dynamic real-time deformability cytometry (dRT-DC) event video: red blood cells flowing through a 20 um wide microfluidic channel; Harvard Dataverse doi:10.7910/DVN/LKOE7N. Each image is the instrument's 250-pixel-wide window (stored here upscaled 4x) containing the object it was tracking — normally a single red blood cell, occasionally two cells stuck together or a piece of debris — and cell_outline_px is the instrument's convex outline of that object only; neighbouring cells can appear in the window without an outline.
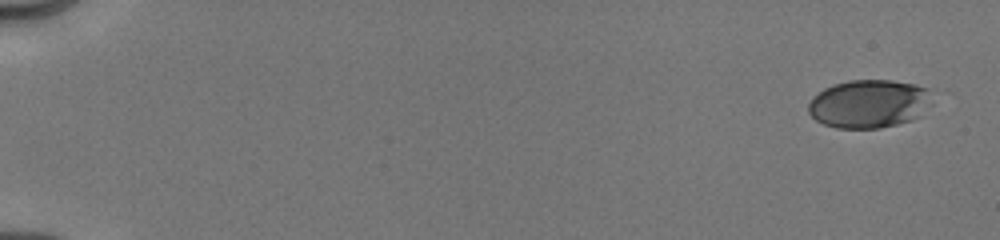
{"species": "human", "species_latin": "Homo sapiens", "temperature_condition": "cold", "stored_images_in_passage": 9, "camera_frame_rate_fps": 3000, "um_per_image_px": 0.085, "donor": {"sex": "male"}, "frame": {"image": 1, "passage_image": 1, "time_ms": 0.0, "image_size_px": [1000, 240], "cell_outline_px": [[932, 104], [920, 116], [912, 120], [880, 128], [836, 128], [824, 124], [816, 120], [808, 112], [808, 104], [812, 96], [824, 88], [848, 80], [892, 80], [912, 84], [928, 88]], "centroid_in_image_um": [73.86, 8.82], "position_along_channel_um": 11.1, "area_um2": 34.97}}
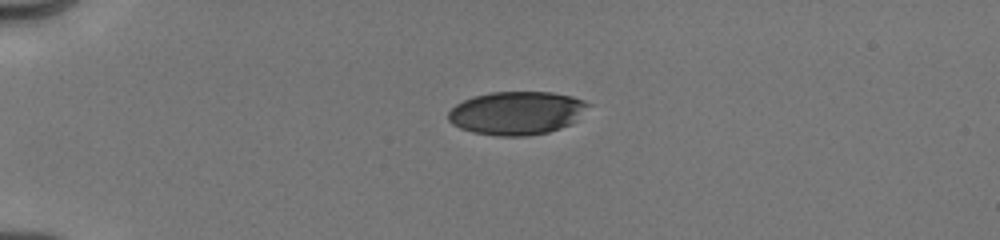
{"frame": {"image": 2, "passage_image": 6, "time_ms": 4.0, "image_size_px": [1000, 240], "cell_outline_px": [[592, 104], [572, 124], [548, 132], [524, 136], [496, 136], [472, 132], [460, 128], [452, 124], [448, 120], [448, 112], [456, 104], [472, 96], [492, 92], [552, 92], [572, 96], [584, 100]], "centroid_in_image_um": [43.93, 9.6], "position_along_channel_um": 41.1, "area_um2": 35.49}}
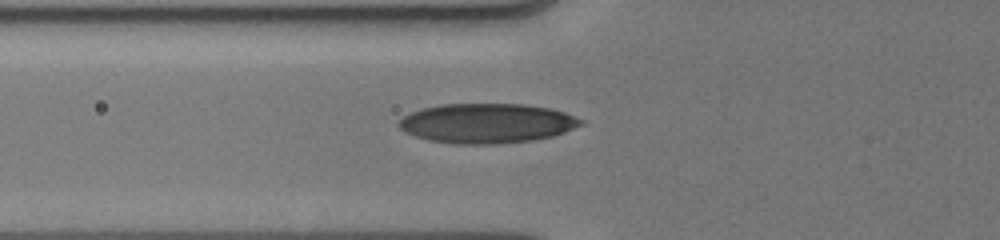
{"frame": {"image": 3, "passage_image": 9, "time_ms": 6.333, "image_size_px": [1000, 240], "cell_outline_px": [[584, 124], [564, 132], [552, 136], [532, 140], [496, 144], [456, 144], [428, 140], [404, 132], [396, 124], [404, 116], [412, 112], [424, 108], [440, 104], [524, 104], [552, 108], [564, 112], [584, 120]], "centroid_in_image_um": [41.39, 10.48], "position_along_channel_um": 84.4, "area_um2": 42.14}}